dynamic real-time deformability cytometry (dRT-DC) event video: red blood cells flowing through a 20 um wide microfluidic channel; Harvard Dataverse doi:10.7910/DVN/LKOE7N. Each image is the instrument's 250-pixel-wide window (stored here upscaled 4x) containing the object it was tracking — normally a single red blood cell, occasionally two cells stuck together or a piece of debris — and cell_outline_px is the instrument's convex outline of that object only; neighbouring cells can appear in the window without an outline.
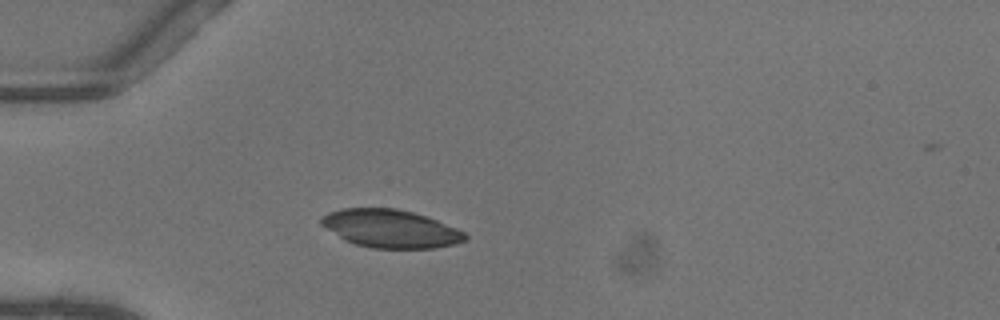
{"species": "common noctule bat (a hibernating species)", "species_latin": "Nyctalus noctula", "temperature_condition": "warm", "stored_images_in_passage": 9, "camera_frame_rate_fps": 3000, "um_per_image_px": 0.085, "animal": {"sex": "female"}, "frame": {"image": 1, "passage_image": 1, "time_ms": 0.0, "image_size_px": [1000, 320], "cell_outline_px": [[468, 240], [456, 244], [436, 248], [372, 248], [356, 244], [344, 240], [320, 224], [320, 220], [328, 212], [340, 208], [396, 208], [412, 212], [436, 220], [456, 228], [464, 232], [468, 236]], "centroid_in_image_um": [33.2, 19.44], "position_along_channel_um": 51.8, "area_um2": 31.85}}
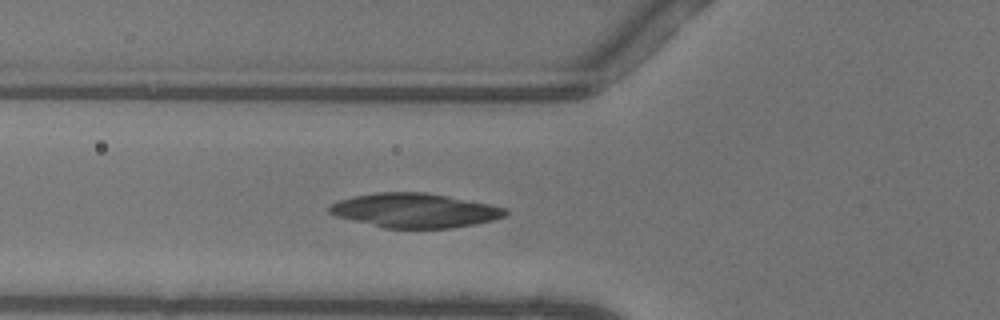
{"frame": {"image": 2, "passage_image": 5, "time_ms": 1.333, "image_size_px": [1000, 320], "cell_outline_px": [[508, 212], [504, 216], [492, 220], [452, 228], [384, 228], [336, 216], [328, 212], [328, 208], [332, 204], [340, 200], [356, 196], [376, 192], [424, 192], [488, 204], [508, 208]], "centroid_in_image_um": [35.24, 17.89], "position_along_channel_um": 90.6, "area_um2": 34.74}}
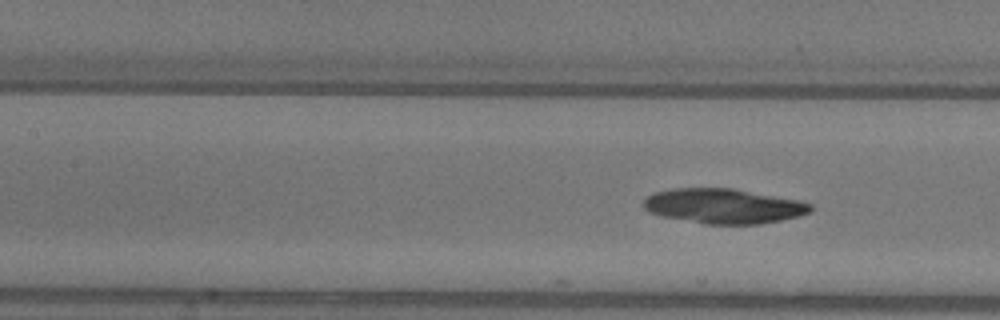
{"frame": {"image": 3, "passage_image": 9, "time_ms": 2.667, "image_size_px": [1000, 320], "cell_outline_px": [[812, 208], [808, 212], [796, 216], [780, 220], [760, 224], [704, 224], [660, 216], [648, 212], [644, 208], [644, 200], [652, 192], [672, 188], [732, 188], [796, 200], [812, 204]], "centroid_in_image_um": [61.42, 17.51], "position_along_channel_um": 146.0, "area_um2": 33.76}}